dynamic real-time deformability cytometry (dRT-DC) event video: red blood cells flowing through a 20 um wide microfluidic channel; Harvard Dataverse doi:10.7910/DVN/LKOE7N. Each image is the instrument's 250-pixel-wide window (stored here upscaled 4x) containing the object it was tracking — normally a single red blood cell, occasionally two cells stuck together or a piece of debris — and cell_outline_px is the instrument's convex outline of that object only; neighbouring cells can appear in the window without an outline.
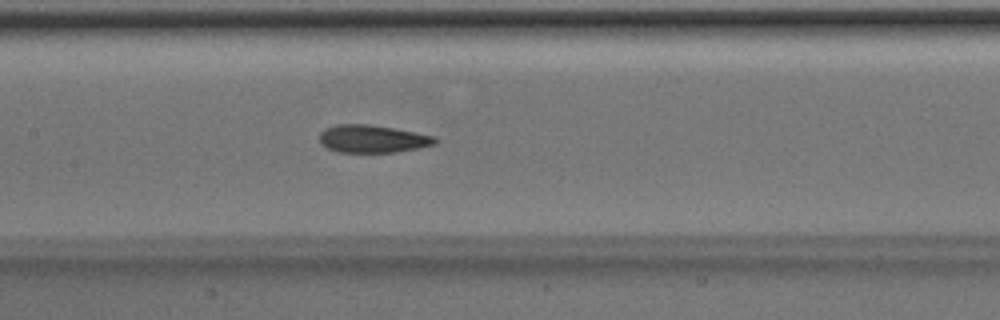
{"species": "Egyptian fruit bat (a non-hibernating species)", "species_latin": "Rousettus aegyptiacus", "temperature_condition": "room temperature", "stored_images_in_passage": 47, "camera_frame_rate_fps": 3000, "um_per_image_px": 0.085, "animal": {"sex": "male"}, "frame": {"image": 1, "passage_image": 21, "time_ms": 6.667, "image_size_px": [1000, 320], "cell_outline_px": [[440, 140], [436, 144], [396, 152], [336, 152], [320, 144], [320, 132], [324, 128], [336, 124], [368, 124], [416, 132], [436, 136]], "centroid_in_image_um": [31.66, 11.8], "position_along_channel_um": 175.7, "area_um2": 18.79}}
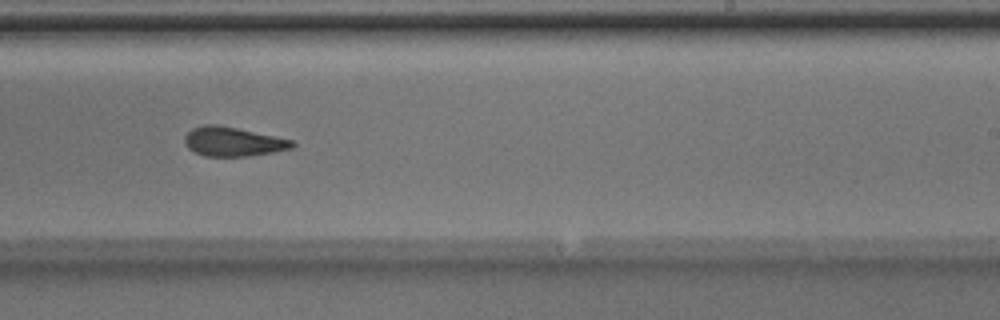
{"frame": {"image": 2, "passage_image": 28, "time_ms": 9.0, "image_size_px": [1000, 320], "cell_outline_px": [[296, 144], [292, 148], [272, 152], [248, 156], [204, 156], [188, 148], [184, 140], [184, 136], [192, 128], [204, 124], [216, 124], [236, 128], [292, 140]], "centroid_in_image_um": [19.77, 12.04], "position_along_channel_um": 269.2, "area_um2": 18.09}}
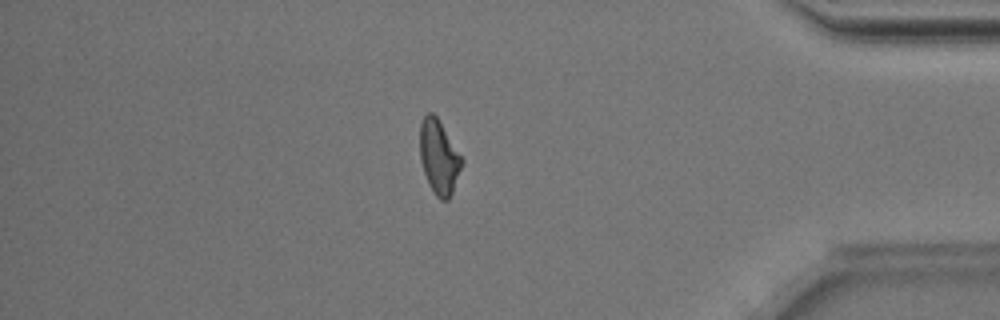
{"frame": {"image": 3, "passage_image": 40, "time_ms": 13.0, "image_size_px": [1000, 320], "cell_outline_px": [[464, 160], [452, 192], [448, 200], [440, 200], [432, 192], [428, 184], [420, 160], [420, 124], [424, 116], [428, 112], [432, 112], [436, 116]], "centroid_in_image_um": [37.3, 13.37], "position_along_channel_um": 397.9, "area_um2": 17.98}, "authors_computed_cell_mechanics": {"area_um2": 18.496, "velocity_mm_per_s": 4.0237, "shape_relaxation_time_tau1_ms": 5.6607, "shape_relaxation_time_tau2_ms": 1.9833, "deformation_change_tau1": 0.1518, "deformation_change_tau2": 0.0902}}